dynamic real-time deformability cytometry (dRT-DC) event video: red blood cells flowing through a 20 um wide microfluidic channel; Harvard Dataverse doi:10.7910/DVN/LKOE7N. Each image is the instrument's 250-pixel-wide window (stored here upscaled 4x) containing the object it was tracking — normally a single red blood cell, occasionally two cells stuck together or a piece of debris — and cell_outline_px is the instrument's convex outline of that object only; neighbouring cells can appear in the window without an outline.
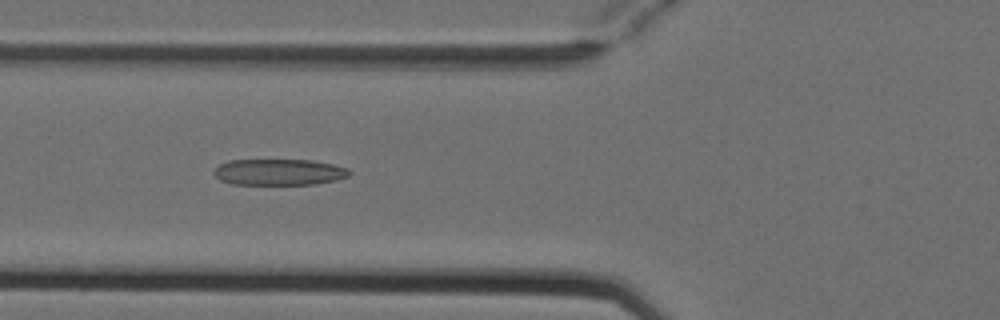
{"species": "Egyptian fruit bat (a non-hibernating species)", "species_latin": "Rousettus aegyptiacus", "temperature_condition": "cold", "stored_images_in_passage": 8, "camera_frame_rate_fps": 3000, "um_per_image_px": 0.085, "animal": {"sex": "female"}, "frame": {"image": 1, "passage_image": 6, "time_ms": 1.667, "image_size_px": [1000, 320], "cell_outline_px": [[352, 172], [348, 176], [336, 180], [316, 184], [232, 184], [220, 180], [212, 172], [220, 164], [228, 160], [312, 160], [332, 164], [348, 168]], "centroid_in_image_um": [23.73, 14.62], "position_along_channel_um": 102.1, "area_um2": 20.69}}
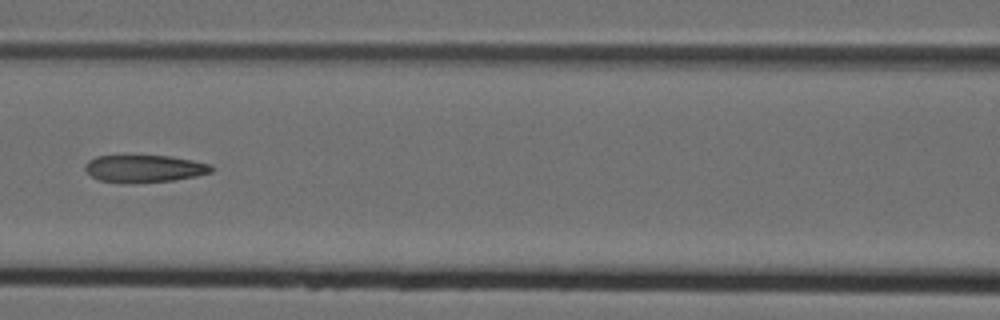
{"frame": {"image": 2, "passage_image": 7, "time_ms": 2.0, "image_size_px": [1000, 320], "cell_outline_px": [[216, 168], [212, 172], [196, 176], [172, 180], [132, 184], [100, 180], [92, 176], [84, 168], [84, 164], [88, 160], [96, 156], [168, 156], [192, 160], [212, 164]], "centroid_in_image_um": [12.29, 14.34], "position_along_channel_um": 154.3, "area_um2": 20.23}}
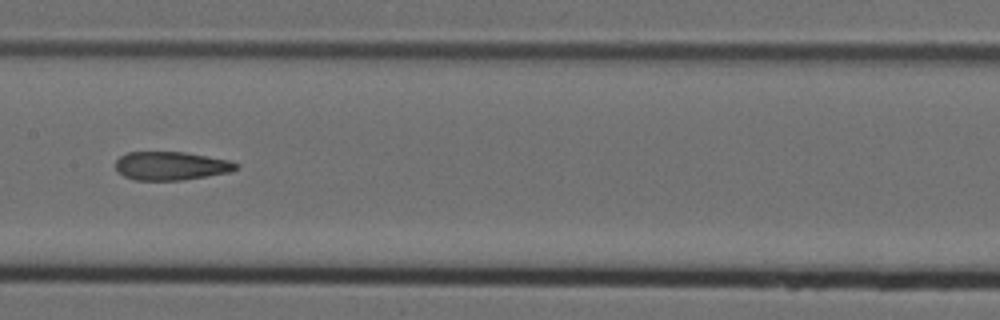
{"frame": {"image": 3, "passage_image": 8, "time_ms": 2.333, "image_size_px": [1000, 320], "cell_outline_px": [[240, 164], [232, 172], [180, 180], [136, 180], [124, 176], [116, 172], [116, 160], [120, 156], [128, 152], [184, 152], [228, 160]], "centroid_in_image_um": [14.52, 14.1], "position_along_channel_um": 192.9, "area_um2": 19.94}}